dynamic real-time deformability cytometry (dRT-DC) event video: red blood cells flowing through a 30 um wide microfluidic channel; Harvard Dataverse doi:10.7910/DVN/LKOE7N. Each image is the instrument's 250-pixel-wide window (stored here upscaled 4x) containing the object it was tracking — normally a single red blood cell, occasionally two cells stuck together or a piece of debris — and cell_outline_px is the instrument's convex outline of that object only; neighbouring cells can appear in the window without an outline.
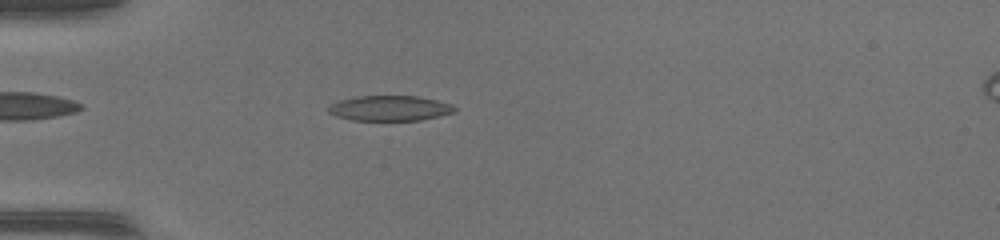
{"species": "common noctule bat (a hibernating species)", "species_latin": "Nyctalus noctula", "temperature_condition": "warm", "stored_images_in_passage": 42, "camera_frame_rate_fps": 3000, "um_per_image_px": 0.085, "animal": {"sex": "female", "body_mass_g": 17.0, "forearm_length_mm": 48.0}, "frame": {"image": 1, "passage_image": 7, "time_ms": 2.0, "image_size_px": [1000, 240], "cell_outline_px": [[456, 112], [440, 116], [420, 120], [352, 120], [336, 116], [328, 112], [328, 108], [332, 104], [340, 100], [356, 96], [420, 96], [452, 104], [456, 108]], "centroid_in_image_um": [33.16, 9.2], "position_along_channel_um": 51.8, "area_um2": 18.55}}
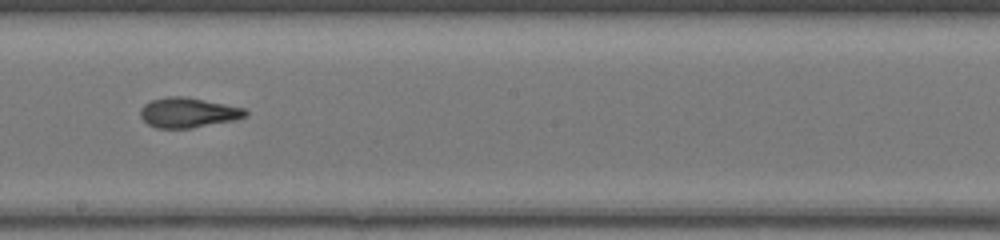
{"frame": {"image": 2, "passage_image": 21, "time_ms": 6.667, "image_size_px": [1000, 240], "cell_outline_px": [[248, 116], [236, 120], [192, 128], [156, 128], [148, 124], [140, 116], [140, 108], [144, 104], [152, 100], [168, 96], [184, 96], [244, 108], [248, 112]], "centroid_in_image_um": [15.99, 9.58], "position_along_channel_um": 232.2, "area_um2": 18.38}}
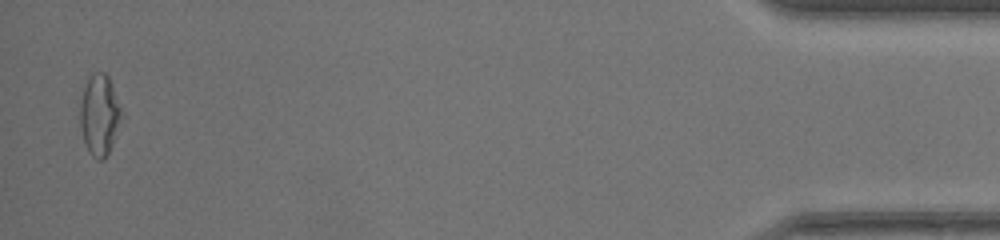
{"frame": {"image": 3, "passage_image": 41, "time_ms": 13.333, "image_size_px": [1000, 240], "cell_outline_px": [[124, 116], [112, 144], [104, 160], [96, 160], [88, 152], [84, 144], [80, 128], [80, 104], [84, 88], [92, 72], [104, 72], [108, 76]], "centroid_in_image_um": [8.46, 9.81], "position_along_channel_um": 426.7, "area_um2": 19.65}, "authors_computed_cell_mechanics": {"area_um2": 18.6405, "velocity_mm_per_s": 4.1884, "shape_relaxation_time_tau1_ms": null, "shape_relaxation_time_tau2_ms": 1.7675, "deformation_change_tau1": null, "deformation_change_tau2": 0.0942}}